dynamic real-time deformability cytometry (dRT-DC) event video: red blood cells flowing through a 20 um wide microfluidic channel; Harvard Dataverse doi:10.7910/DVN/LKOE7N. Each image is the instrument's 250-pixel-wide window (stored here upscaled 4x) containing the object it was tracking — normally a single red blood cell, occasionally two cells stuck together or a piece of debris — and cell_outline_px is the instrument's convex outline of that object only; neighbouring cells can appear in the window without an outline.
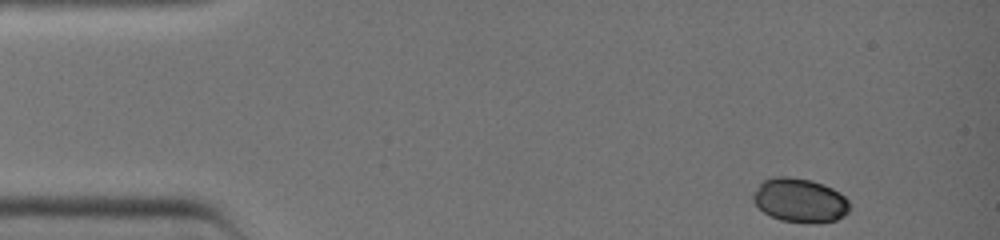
{"species": "common noctule bat (a hibernating species)", "species_latin": "Nyctalus noctula", "temperature_condition": "warm", "stored_images_in_passage": 14, "camera_frame_rate_fps": 3000, "um_per_image_px": 0.085, "animal": {"sex": "female", "body_mass_g": 19.0, "forearm_length_mm": 51.5}, "frame": {"image": 1, "passage_image": 1, "time_ms": 0.0, "image_size_px": [1000, 240], "cell_outline_px": [[848, 212], [844, 216], [836, 220], [820, 224], [812, 224], [780, 220], [764, 212], [752, 200], [752, 196], [760, 184], [764, 180], [772, 176], [788, 176], [812, 180], [824, 184], [840, 192], [848, 200]], "centroid_in_image_um": [68.01, 17.03], "position_along_channel_um": 17.0, "area_um2": 24.97}}
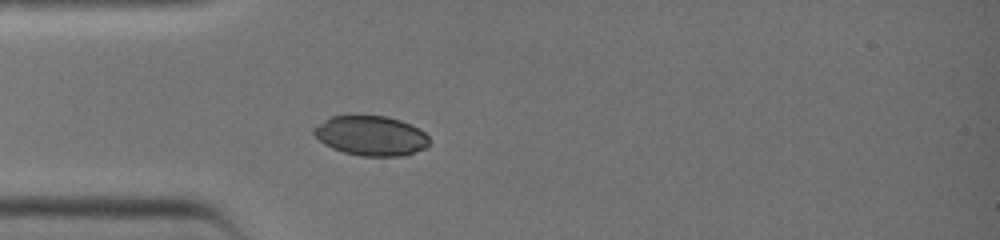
{"frame": {"image": 2, "passage_image": 9, "time_ms": 2.667, "image_size_px": [1000, 240], "cell_outline_px": [[428, 144], [424, 148], [404, 156], [360, 156], [344, 152], [332, 148], [324, 144], [312, 132], [312, 128], [324, 120], [332, 116], [388, 116], [400, 120], [424, 132], [428, 136]], "centroid_in_image_um": [31.5, 11.54], "position_along_channel_um": 53.5, "area_um2": 26.53}}
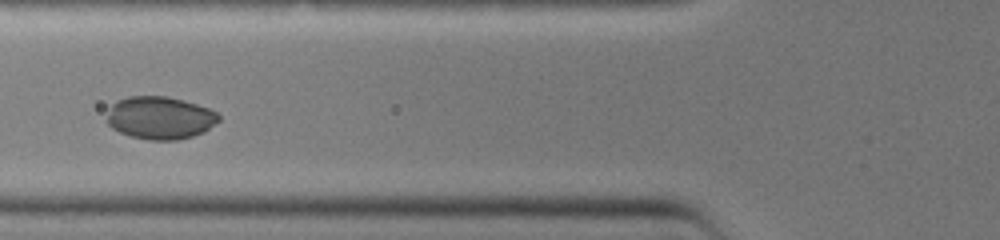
{"frame": {"image": 3, "passage_image": 13, "time_ms": 4.0, "image_size_px": [1000, 240], "cell_outline_px": [[220, 120], [204, 132], [192, 136], [176, 140], [148, 140], [132, 136], [120, 132], [112, 128], [104, 120], [112, 104], [116, 100], [128, 96], [168, 96], [184, 100], [208, 108], [216, 112], [220, 116]], "centroid_in_image_um": [13.58, 10.01], "position_along_channel_um": 112.2, "area_um2": 28.03}}